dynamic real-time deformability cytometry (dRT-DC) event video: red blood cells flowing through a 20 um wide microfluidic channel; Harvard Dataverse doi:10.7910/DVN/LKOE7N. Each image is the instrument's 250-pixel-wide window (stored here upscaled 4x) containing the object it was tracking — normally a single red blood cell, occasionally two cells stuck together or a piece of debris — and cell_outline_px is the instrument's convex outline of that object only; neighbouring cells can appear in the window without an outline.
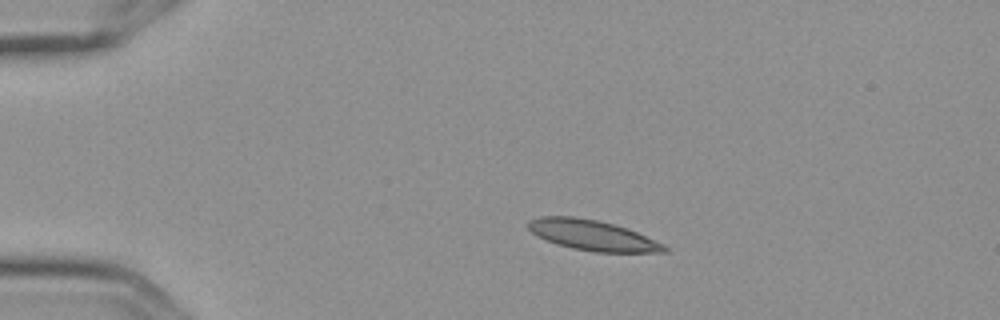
{"species": "Egyptian fruit bat (a non-hibernating species)", "species_latin": "Rousettus aegyptiacus", "temperature_condition": "cold", "stored_images_in_passage": 10, "camera_frame_rate_fps": 3000, "um_per_image_px": 0.085, "frame": {"image": 1, "passage_image": 2, "time_ms": 0.333, "image_size_px": [1000, 320], "cell_outline_px": [[668, 252], [592, 252], [572, 248], [556, 244], [532, 232], [528, 228], [528, 220], [540, 216], [572, 216], [600, 220], [628, 228], [664, 244], [668, 248]], "centroid_in_image_um": [50.38, 19.99], "position_along_channel_um": 34.6, "area_um2": 24.1}}
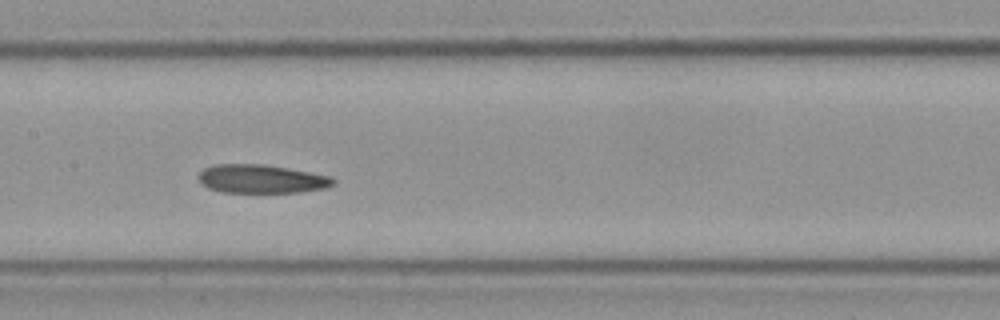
{"frame": {"image": 2, "passage_image": 7, "time_ms": 2.0, "image_size_px": [1000, 320], "cell_outline_px": [[336, 184], [324, 188], [296, 192], [220, 192], [208, 188], [196, 176], [204, 168], [216, 164], [260, 164], [288, 168], [332, 176], [336, 180]], "centroid_in_image_um": [22.23, 15.2], "position_along_channel_um": 185.2, "area_um2": 22.37}}
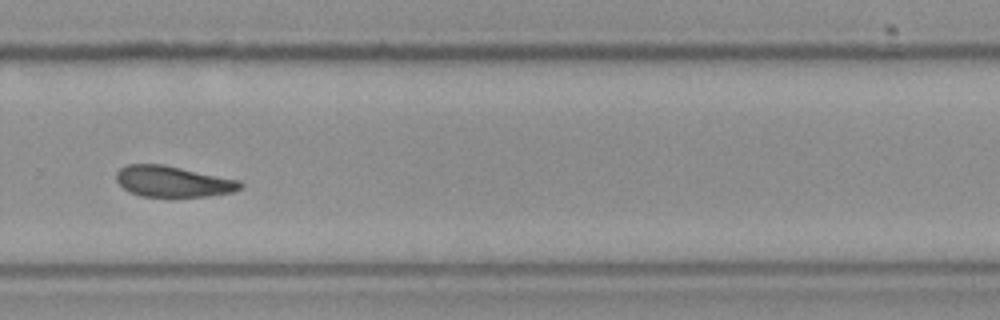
{"frame": {"image": 3, "passage_image": 10, "time_ms": 3.0, "image_size_px": [1000, 320], "cell_outline_px": [[244, 188], [232, 192], [208, 196], [140, 196], [128, 192], [116, 180], [116, 172], [120, 168], [128, 164], [164, 164], [240, 180], [244, 184]], "centroid_in_image_um": [14.72, 15.42], "position_along_channel_um": 315.1, "area_um2": 22.48}}